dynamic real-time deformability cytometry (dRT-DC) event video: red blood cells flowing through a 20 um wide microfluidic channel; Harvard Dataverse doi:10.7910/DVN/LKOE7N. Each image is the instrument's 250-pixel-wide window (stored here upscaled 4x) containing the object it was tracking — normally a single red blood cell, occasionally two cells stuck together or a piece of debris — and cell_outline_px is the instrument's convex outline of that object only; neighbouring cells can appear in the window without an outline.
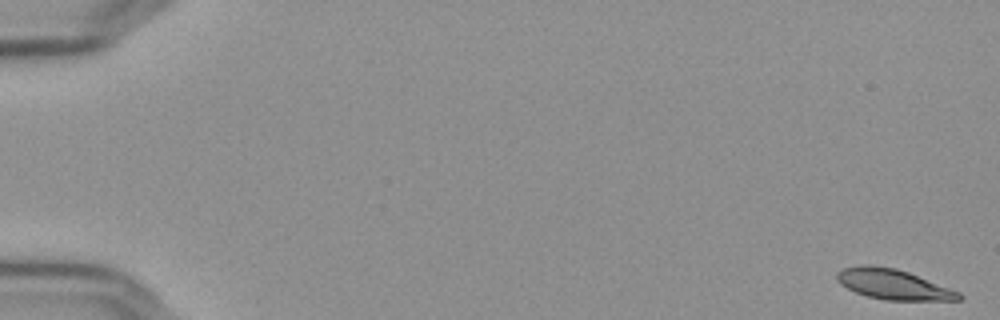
{"species": "Egyptian fruit bat (a non-hibernating species)", "species_latin": "Rousettus aegyptiacus", "temperature_condition": "cold", "stored_images_in_passage": 57, "camera_frame_rate_fps": 3000, "um_per_image_px": 0.085, "frame": {"image": 1, "passage_image": 1, "time_ms": 0.0, "image_size_px": [1000, 320], "cell_outline_px": [[964, 296], [960, 300], [888, 300], [868, 296], [856, 292], [840, 284], [836, 280], [836, 272], [844, 268], [860, 264], [872, 264], [896, 268], [908, 272], [960, 292]], "centroid_in_image_um": [75.9, 24.15], "position_along_channel_um": 9.1, "area_um2": 21.44}}
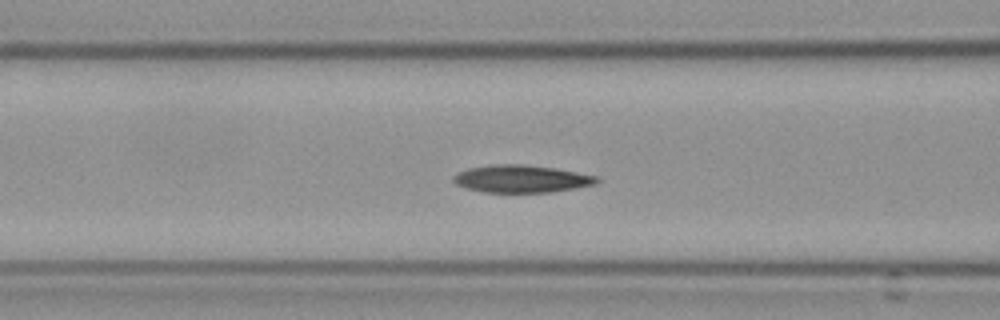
{"frame": {"image": 2, "passage_image": 24, "time_ms": 7.667, "image_size_px": [1000, 320], "cell_outline_px": [[600, 180], [596, 184], [548, 192], [484, 192], [468, 188], [456, 184], [452, 180], [452, 176], [468, 168], [492, 164], [524, 164], [552, 168], [600, 176]], "centroid_in_image_um": [44.31, 15.19], "position_along_channel_um": 122.3, "area_um2": 22.77}}
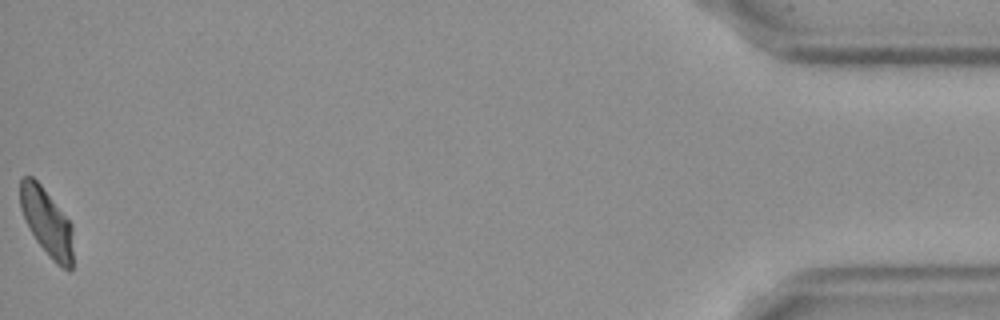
{"frame": {"image": 3, "passage_image": 57, "time_ms": 18.667, "image_size_px": [1000, 320], "cell_outline_px": [[72, 268], [68, 272], [56, 264], [48, 256], [36, 240], [20, 208], [20, 180], [24, 176], [32, 176], [40, 184], [72, 224]], "centroid_in_image_um": [3.99, 18.91], "position_along_channel_um": 431.2, "area_um2": 20.58}, "authors_computed_cell_mechanics": {"area_um2": 22.4264, "velocity_mm_per_s": 3.6194, "shape_relaxation_time_tau1_ms": 5.6048, "shape_relaxation_time_tau2_ms": 4.495, "deformation_change_tau1": 0.1579, "deformation_change_tau2": 0.0896}}